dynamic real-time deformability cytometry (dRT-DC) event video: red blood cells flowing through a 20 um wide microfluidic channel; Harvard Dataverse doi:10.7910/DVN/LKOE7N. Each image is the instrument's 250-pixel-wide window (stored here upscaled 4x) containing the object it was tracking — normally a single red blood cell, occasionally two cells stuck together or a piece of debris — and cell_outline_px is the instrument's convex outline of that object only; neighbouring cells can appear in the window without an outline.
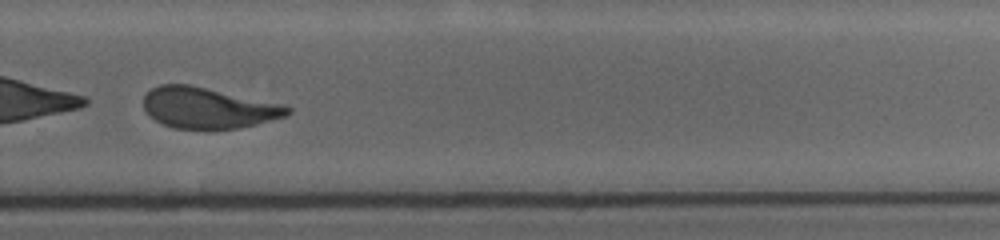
{"species": "human", "species_latin": "Homo sapiens", "temperature_condition": "cold", "stored_images_in_passage": 38, "camera_frame_rate_fps": 3000, "um_per_image_px": 0.085, "donor": {"sex": "female"}, "frame": {"image": 1, "passage_image": 33, "time_ms": 15.0, "image_size_px": [1000, 240], "cell_outline_px": [[292, 112], [284, 116], [256, 124], [240, 128], [212, 132], [176, 128], [164, 124], [148, 116], [144, 108], [144, 96], [152, 88], [160, 84], [188, 84], [280, 104], [292, 108]], "centroid_in_image_um": [17.65, 9.21], "position_along_channel_um": 312.1, "area_um2": 34.62}}